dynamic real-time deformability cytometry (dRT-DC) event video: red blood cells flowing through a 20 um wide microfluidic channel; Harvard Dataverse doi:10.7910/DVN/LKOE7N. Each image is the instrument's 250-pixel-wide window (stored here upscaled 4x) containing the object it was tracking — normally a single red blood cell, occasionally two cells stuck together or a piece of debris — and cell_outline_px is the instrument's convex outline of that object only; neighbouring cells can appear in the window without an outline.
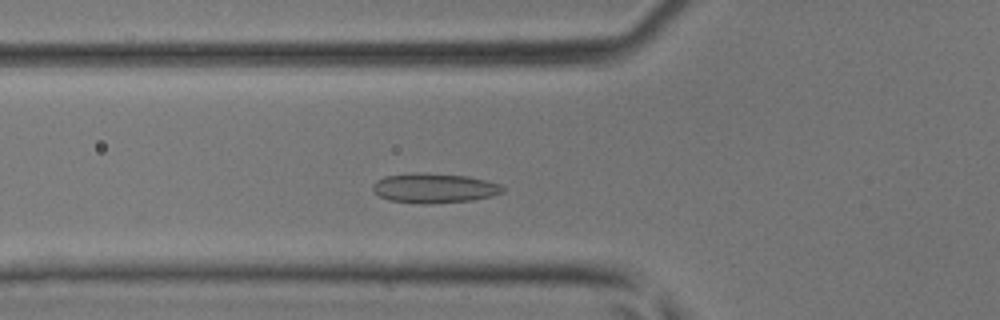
{"species": "common noctule bat (a hibernating species)", "species_latin": "Nyctalus noctula", "temperature_condition": "room temperature", "stored_images_in_passage": 40, "camera_frame_rate_fps": 3000, "um_per_image_px": 0.085, "animal": {"sex": "male", "body_mass_g": 17.9, "forearm_length_mm": 54.2}, "frame": {"image": 1, "passage_image": 11, "time_ms": 3.333, "image_size_px": [1000, 320], "cell_outline_px": [[504, 192], [492, 196], [472, 200], [432, 204], [424, 204], [388, 200], [372, 192], [372, 184], [376, 180], [384, 176], [412, 172], [424, 172], [468, 176], [488, 180], [500, 184], [504, 188]], "centroid_in_image_um": [36.89, 15.98], "position_along_channel_um": 88.9, "area_um2": 22.95}}
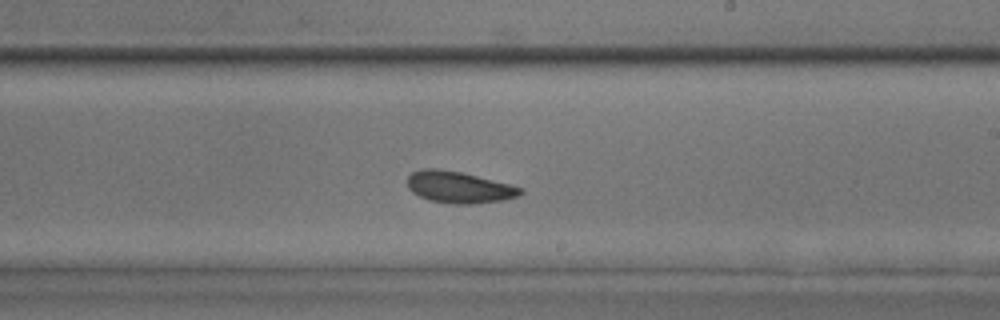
{"frame": {"image": 2, "passage_image": 22, "time_ms": 7.0, "image_size_px": [1000, 320], "cell_outline_px": [[524, 192], [520, 196], [504, 200], [472, 204], [452, 204], [428, 200], [412, 192], [408, 188], [408, 176], [412, 172], [420, 168], [436, 168], [460, 172], [512, 184], [524, 188]], "centroid_in_image_um": [39.05, 15.92], "position_along_channel_um": 250.0, "area_um2": 21.1}}
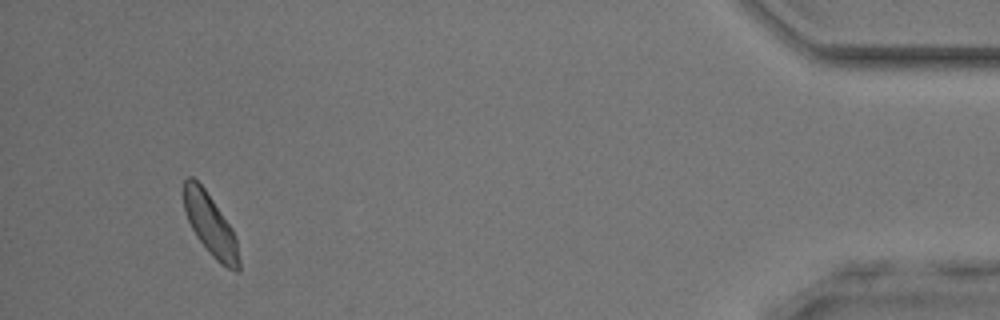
{"frame": {"image": 3, "passage_image": 38, "time_ms": 12.333, "image_size_px": [1000, 320], "cell_outline_px": [[240, 272], [236, 272], [220, 264], [212, 256], [196, 236], [184, 212], [184, 180], [188, 176], [192, 176], [204, 188], [232, 228], [236, 236], [240, 260]], "centroid_in_image_um": [17.9, 19.15], "position_along_channel_um": 417.3, "area_um2": 19.77}}